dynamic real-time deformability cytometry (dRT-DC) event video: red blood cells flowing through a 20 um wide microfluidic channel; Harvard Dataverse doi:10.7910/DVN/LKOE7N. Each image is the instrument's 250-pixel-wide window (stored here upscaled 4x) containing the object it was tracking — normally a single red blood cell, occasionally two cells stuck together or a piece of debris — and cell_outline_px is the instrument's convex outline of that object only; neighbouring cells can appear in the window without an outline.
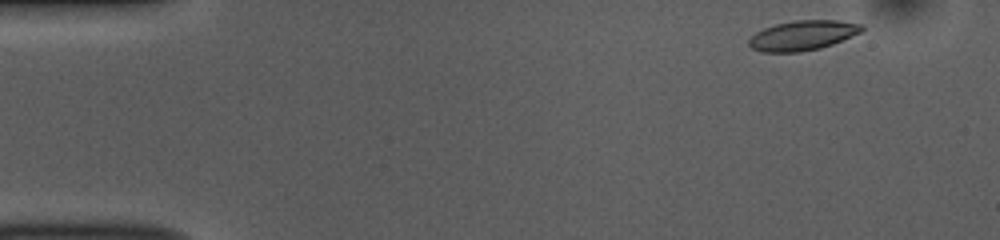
{"species": "common noctule bat (a hibernating species)", "species_latin": "Nyctalus noctula", "temperature_condition": "room temperature", "stored_images_in_passage": 50, "camera_frame_rate_fps": 3000, "um_per_image_px": 0.085, "animal": {"sex": "female", "body_mass_g": 10.0, "forearm_length_mm": 53.1}, "frame": {"image": 1, "passage_image": 2, "time_ms": 0.333, "image_size_px": [1000, 240], "cell_outline_px": [[864, 28], [860, 32], [832, 44], [820, 48], [800, 52], [764, 52], [752, 48], [748, 44], [748, 40], [756, 32], [764, 28], [776, 24], [792, 20], [836, 20], [864, 24]], "centroid_in_image_um": [68.22, 3.0], "position_along_channel_um": 16.8, "area_um2": 19.54}}
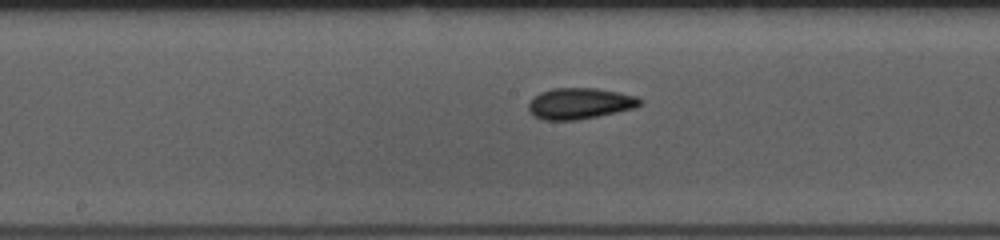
{"frame": {"image": 2, "passage_image": 24, "time_ms": 7.667, "image_size_px": [1000, 240], "cell_outline_px": [[644, 100], [636, 108], [576, 120], [544, 120], [536, 116], [528, 108], [528, 104], [540, 92], [552, 88], [596, 88], [620, 92], [636, 96]], "centroid_in_image_um": [49.33, 8.78], "position_along_channel_um": 198.9, "area_um2": 20.06}}
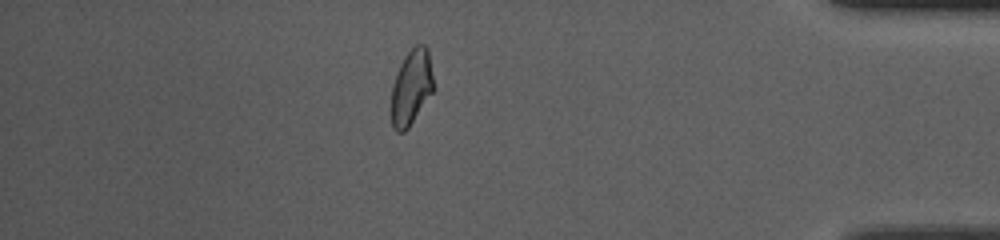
{"frame": {"image": 3, "passage_image": 43, "time_ms": 14.0, "image_size_px": [1000, 240], "cell_outline_px": [[432, 92], [408, 128], [404, 132], [396, 132], [392, 128], [392, 84], [396, 72], [404, 56], [416, 44], [424, 44], [428, 48], [432, 76]], "centroid_in_image_um": [34.94, 7.41], "position_along_channel_um": 400.3, "area_um2": 18.26}, "authors_computed_cell_mechanics": {"area_um2": 19.652, "velocity_mm_per_s": 3.7834, "shape_relaxation_time_tau1_ms": 4.7029, "shape_relaxation_time_tau2_ms": 2.4432, "deformation_change_tau1": 0.1441, "deformation_change_tau2": 0.0865}}